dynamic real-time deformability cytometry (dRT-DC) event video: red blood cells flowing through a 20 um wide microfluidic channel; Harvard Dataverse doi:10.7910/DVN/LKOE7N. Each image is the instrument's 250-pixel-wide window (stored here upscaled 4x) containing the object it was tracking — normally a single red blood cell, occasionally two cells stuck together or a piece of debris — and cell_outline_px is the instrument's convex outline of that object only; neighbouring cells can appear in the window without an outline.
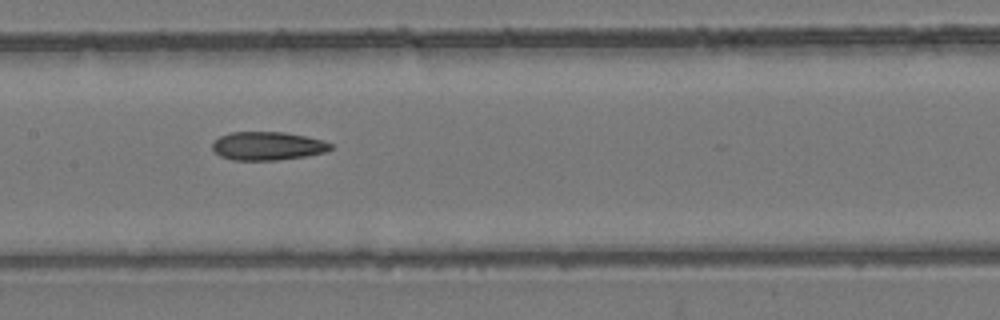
{"species": "common noctule bat (a hibernating species)", "species_latin": "Nyctalus noctula", "temperature_condition": "room temperature", "stored_images_in_passage": 9, "camera_frame_rate_fps": 3000, "um_per_image_px": 0.085, "animal": {"sex": "female", "body_mass_g": 24.6, "forearm_length_mm": 56.2}, "frame": {"image": 1, "passage_image": 7, "time_ms": 8.333, "image_size_px": [1000, 320], "cell_outline_px": [[332, 148], [324, 152], [304, 156], [276, 160], [232, 160], [220, 156], [212, 148], [212, 140], [220, 136], [232, 132], [284, 132], [324, 140], [332, 144]], "centroid_in_image_um": [22.71, 12.4], "position_along_channel_um": 184.7, "area_um2": 19.54}}
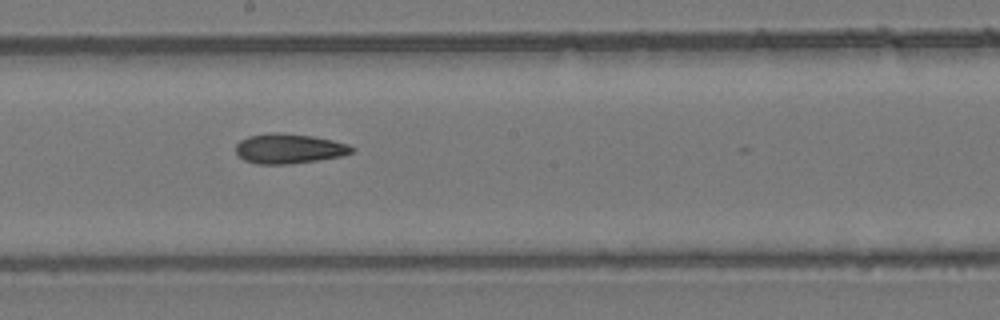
{"frame": {"image": 2, "passage_image": 8, "time_ms": 9.333, "image_size_px": [1000, 320], "cell_outline_px": [[356, 148], [352, 152], [340, 156], [316, 160], [288, 164], [256, 164], [244, 160], [236, 152], [236, 144], [240, 140], [248, 136], [272, 132], [280, 132], [312, 136], [332, 140], [348, 144]], "centroid_in_image_um": [24.54, 12.62], "position_along_channel_um": 223.7, "area_um2": 20.11}}
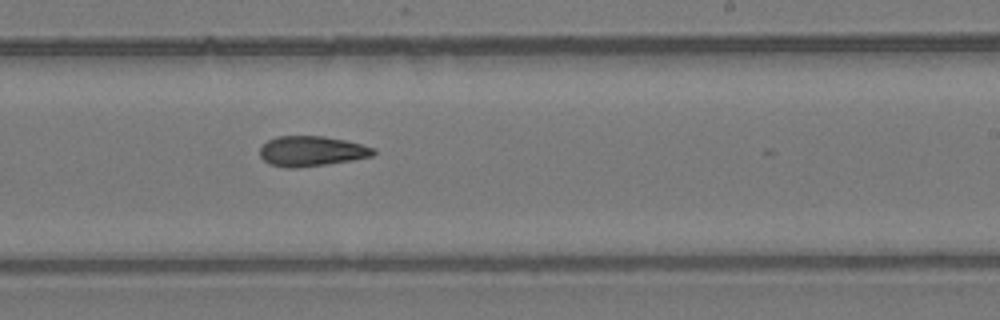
{"frame": {"image": 3, "passage_image": 9, "time_ms": 10.333, "image_size_px": [1000, 320], "cell_outline_px": [[376, 152], [372, 156], [352, 160], [296, 168], [288, 168], [272, 164], [264, 160], [260, 156], [260, 148], [268, 140], [276, 136], [324, 136], [344, 140], [376, 148]], "centroid_in_image_um": [26.49, 12.84], "position_along_channel_um": 262.5, "area_um2": 19.77}}